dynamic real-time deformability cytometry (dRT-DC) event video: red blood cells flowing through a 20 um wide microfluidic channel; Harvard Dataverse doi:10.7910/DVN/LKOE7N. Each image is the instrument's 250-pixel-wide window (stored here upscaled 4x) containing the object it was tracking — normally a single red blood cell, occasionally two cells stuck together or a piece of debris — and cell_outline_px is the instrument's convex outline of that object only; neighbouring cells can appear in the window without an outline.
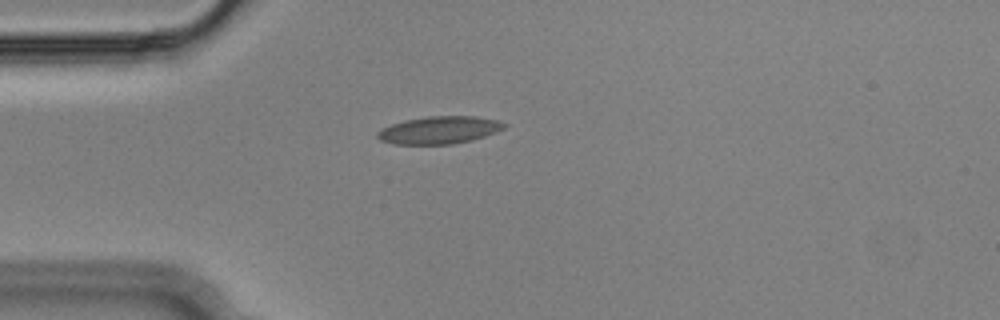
{"species": "Egyptian fruit bat (a non-hibernating species)", "species_latin": "Rousettus aegyptiacus", "temperature_condition": "cold", "stored_images_in_passage": 41, "camera_frame_rate_fps": 3000, "um_per_image_px": 0.085, "animal": {"sex": "male"}, "frame": {"image": 1, "passage_image": 1, "time_ms": 0.0, "image_size_px": [1000, 320], "cell_outline_px": [[508, 124], [504, 128], [496, 132], [472, 140], [452, 144], [392, 144], [380, 140], [376, 136], [376, 132], [392, 124], [404, 120], [428, 116], [476, 116], [496, 120]], "centroid_in_image_um": [37.33, 11.05], "position_along_channel_um": 47.7, "area_um2": 20.29}}
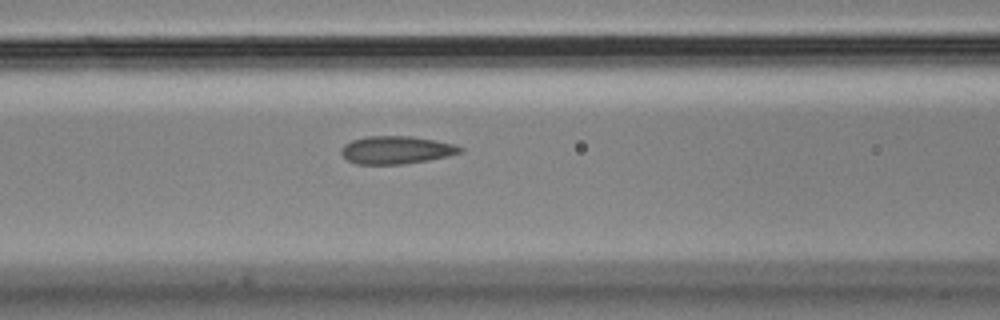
{"frame": {"image": 2, "passage_image": 9, "time_ms": 2.667, "image_size_px": [1000, 320], "cell_outline_px": [[464, 152], [448, 156], [428, 160], [404, 164], [356, 164], [348, 160], [340, 152], [340, 148], [344, 144], [352, 140], [368, 136], [412, 136], [456, 144], [464, 148]], "centroid_in_image_um": [33.71, 12.74], "position_along_channel_um": 132.9, "area_um2": 19.42}}
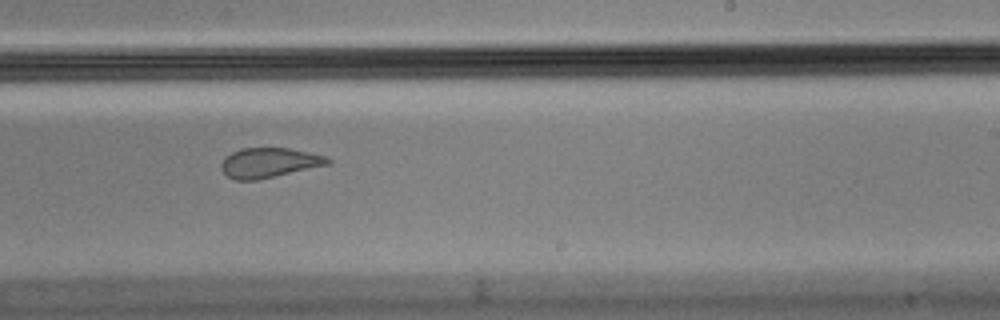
{"frame": {"image": 3, "passage_image": 20, "time_ms": 6.333, "image_size_px": [1000, 320], "cell_outline_px": [[332, 164], [256, 180], [236, 180], [228, 176], [220, 168], [220, 164], [224, 156], [240, 148], [288, 148], [328, 156], [332, 160]], "centroid_in_image_um": [22.89, 13.82], "position_along_channel_um": 266.1, "area_um2": 18.67}, "authors_computed_cell_mechanics": {"area_um2": 19.9988, "velocity_mm_per_s": 3.6407, "shape_relaxation_time_tau1_ms": null, "shape_relaxation_time_tau2_ms": 1.2687, "deformation_change_tau1": null, "deformation_change_tau2": 0.0719}}